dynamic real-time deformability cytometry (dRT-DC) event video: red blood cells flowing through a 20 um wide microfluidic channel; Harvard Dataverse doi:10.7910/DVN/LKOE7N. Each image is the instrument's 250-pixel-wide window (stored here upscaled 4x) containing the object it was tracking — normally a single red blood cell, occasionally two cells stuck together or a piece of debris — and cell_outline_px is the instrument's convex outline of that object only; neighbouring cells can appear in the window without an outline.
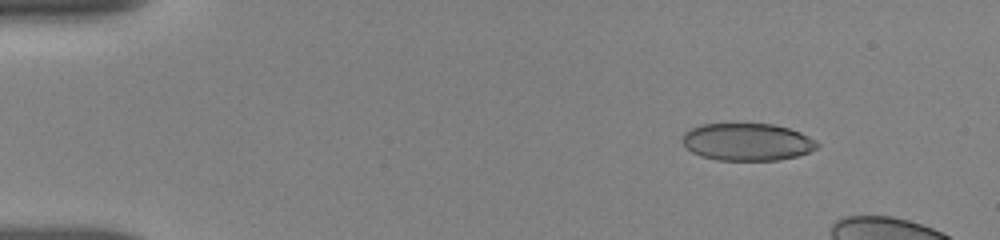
{"species": "human", "species_latin": "Homo sapiens", "temperature_condition": "room temperature", "stored_images_in_passage": 16, "camera_frame_rate_fps": 3000, "um_per_image_px": 0.085, "donor": {"sex": "female"}, "frame": {"image": 1, "passage_image": 7, "time_ms": 2.0, "image_size_px": [1000, 240], "cell_outline_px": [[820, 144], [816, 148], [808, 152], [796, 156], [780, 160], [716, 160], [700, 156], [692, 152], [680, 140], [684, 132], [700, 124], [772, 124], [788, 128], [800, 132], [816, 140]], "centroid_in_image_um": [63.49, 12.07], "position_along_channel_um": 21.5, "area_um2": 29.42}}